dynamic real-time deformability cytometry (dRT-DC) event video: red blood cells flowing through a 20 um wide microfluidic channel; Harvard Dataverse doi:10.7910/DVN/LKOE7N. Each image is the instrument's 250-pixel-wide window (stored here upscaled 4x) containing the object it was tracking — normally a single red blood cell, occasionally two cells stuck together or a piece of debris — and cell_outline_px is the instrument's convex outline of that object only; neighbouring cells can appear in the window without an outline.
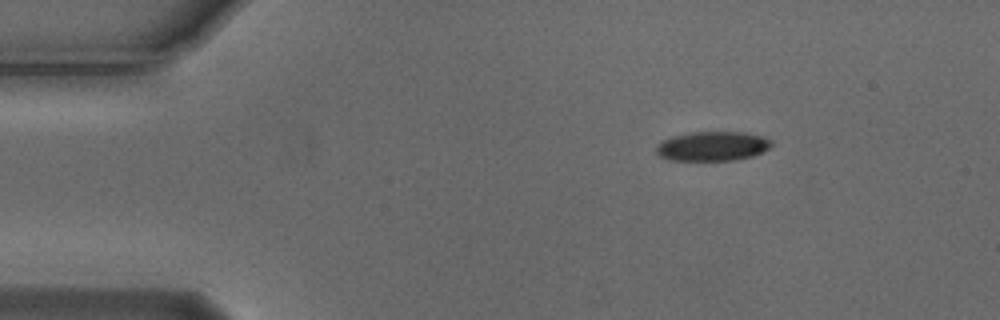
{"species": "Egyptian fruit bat (a non-hibernating species)", "species_latin": "Rousettus aegyptiacus", "temperature_condition": "cold", "stored_images_in_passage": 3, "camera_frame_rate_fps": 3000, "um_per_image_px": 0.085, "animal": {"sex": "male"}, "frame": {"image": 1, "passage_image": 1, "time_ms": 0.0, "image_size_px": [1000, 320], "cell_outline_px": [[772, 144], [768, 148], [752, 156], [736, 160], [668, 160], [660, 156], [656, 152], [656, 144], [660, 140], [672, 136], [692, 132], [744, 132], [760, 136], [772, 140]], "centroid_in_image_um": [60.5, 12.42], "position_along_channel_um": 24.5, "area_um2": 19.77}}